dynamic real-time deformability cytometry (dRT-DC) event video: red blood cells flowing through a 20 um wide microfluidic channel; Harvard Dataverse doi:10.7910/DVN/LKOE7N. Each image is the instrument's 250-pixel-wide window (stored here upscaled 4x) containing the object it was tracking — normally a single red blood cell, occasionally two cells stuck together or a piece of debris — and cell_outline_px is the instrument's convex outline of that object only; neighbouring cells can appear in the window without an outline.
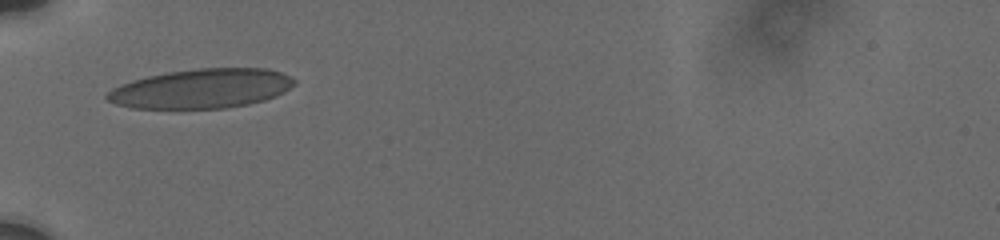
{"species": "human", "species_latin": "Homo sapiens", "temperature_condition": "cold", "stored_images_in_passage": 46, "camera_frame_rate_fps": 3000, "um_per_image_px": 0.085, "donor": {"sex": "male"}, "frame": {"image": 1, "passage_image": 1, "time_ms": 0.0, "image_size_px": [1000, 240], "cell_outline_px": [[296, 84], [276, 96], [264, 100], [248, 104], [224, 108], [132, 108], [116, 104], [108, 100], [104, 96], [112, 88], [120, 84], [132, 80], [148, 76], [168, 72], [196, 68], [268, 68], [292, 76], [296, 80]], "centroid_in_image_um": [17.14, 7.52], "position_along_channel_um": 67.9, "area_um2": 43.06}}
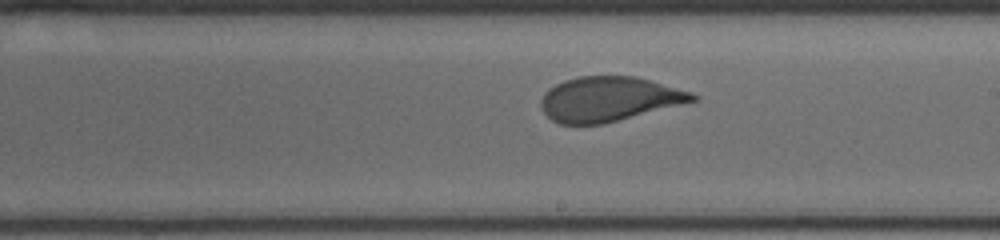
{"frame": {"image": 2, "passage_image": 24, "time_ms": 4.667, "image_size_px": [1000, 240], "cell_outline_px": [[700, 96], [696, 100], [604, 124], [560, 124], [552, 120], [544, 112], [540, 104], [540, 100], [544, 92], [548, 88], [564, 80], [580, 76], [636, 76], [692, 92]], "centroid_in_image_um": [51.73, 8.41], "position_along_channel_um": 237.3, "area_um2": 39.3}}
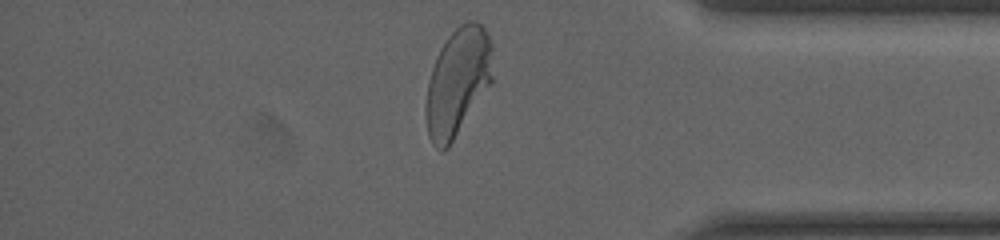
{"frame": {"image": 3, "passage_image": 44, "time_ms": 9.333, "image_size_px": [1000, 240], "cell_outline_px": [[492, 84], [448, 148], [444, 152], [440, 152], [432, 144], [428, 136], [428, 80], [436, 56], [440, 48], [448, 36], [460, 24], [468, 20], [476, 20], [484, 28], [492, 44]], "centroid_in_image_um": [38.94, 6.95], "position_along_channel_um": 396.3, "area_um2": 41.85}, "authors_computed_cell_mechanics": {"area_um2": 40.4022, "velocity_mm_per_s": 3.7267, "shape_relaxation_time_tau1_ms": 6.4591, "shape_relaxation_time_tau2_ms": null, "deformation_change_tau1": 0.1996, "deformation_change_tau2": null}}